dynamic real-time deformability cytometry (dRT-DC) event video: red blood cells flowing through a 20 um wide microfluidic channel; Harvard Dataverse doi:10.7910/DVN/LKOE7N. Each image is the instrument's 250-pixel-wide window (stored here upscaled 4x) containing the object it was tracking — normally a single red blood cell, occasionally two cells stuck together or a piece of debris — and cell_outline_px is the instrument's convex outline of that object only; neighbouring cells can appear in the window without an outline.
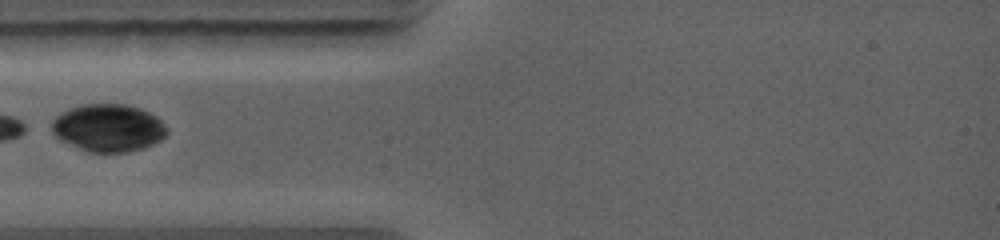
{"species": "common noctule bat (a hibernating species)", "species_latin": "Nyctalus noctula", "temperature_condition": "warm", "stored_images_in_passage": 3, "camera_frame_rate_fps": 5000, "um_per_image_px": 0.085, "animal": {"sex": "female", "body_mass_g": 19.0, "forearm_length_mm": 56.7}, "frame": {"image": 1, "passage_image": 1, "time_ms": 0.0, "image_size_px": [1000, 240], "cell_outline_px": [[168, 132], [160, 140], [144, 148], [128, 152], [88, 152], [60, 140], [52, 132], [52, 120], [60, 112], [68, 108], [80, 104], [124, 104], [140, 108], [156, 116], [168, 128]], "centroid_in_image_um": [9.19, 10.86], "position_along_channel_um": 75.8, "area_um2": 32.08}}
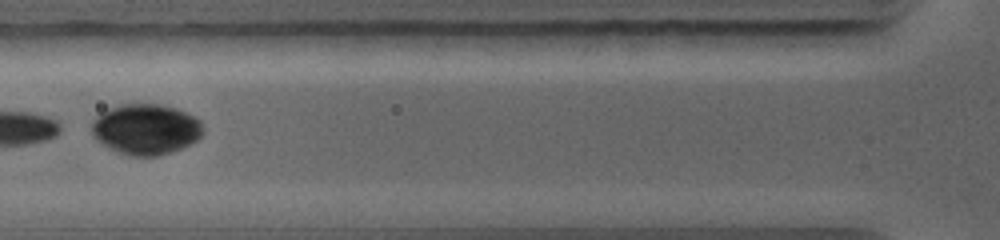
{"frame": {"image": 2, "passage_image": 2, "time_ms": 0.8, "image_size_px": [1000, 240], "cell_outline_px": [[204, 132], [196, 140], [180, 148], [156, 156], [132, 156], [108, 148], [96, 140], [92, 136], [92, 120], [100, 112], [108, 108], [120, 104], [160, 104], [176, 108], [200, 120], [204, 128]], "centroid_in_image_um": [12.35, 10.97], "position_along_channel_um": 113.4, "area_um2": 32.83}}